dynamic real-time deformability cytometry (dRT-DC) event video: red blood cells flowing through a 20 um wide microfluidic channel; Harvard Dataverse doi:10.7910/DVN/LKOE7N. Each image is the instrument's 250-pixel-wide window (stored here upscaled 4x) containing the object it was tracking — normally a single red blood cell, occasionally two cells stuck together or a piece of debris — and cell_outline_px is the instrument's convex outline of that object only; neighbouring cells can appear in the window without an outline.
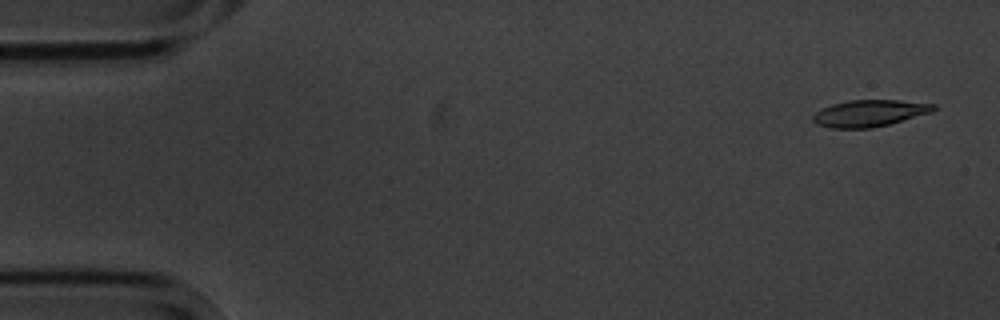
{"species": "common noctule bat (a hibernating species)", "species_latin": "Nyctalus noctula", "temperature_condition": "cold", "stored_images_in_passage": 5, "camera_frame_rate_fps": 3000, "um_per_image_px": 0.085, "animal": {"sex": "male", "body_mass_g": 20.1, "forearm_length_mm": 53.5}, "frame": {"image": 1, "passage_image": 1, "time_ms": 0.0, "image_size_px": [1000, 320], "cell_outline_px": [[936, 108], [932, 112], [888, 124], [872, 128], [832, 128], [816, 124], [812, 120], [812, 116], [820, 108], [832, 104], [848, 100], [896, 100], [936, 104]], "centroid_in_image_um": [73.87, 9.62], "position_along_channel_um": 11.1, "area_um2": 18.73}}
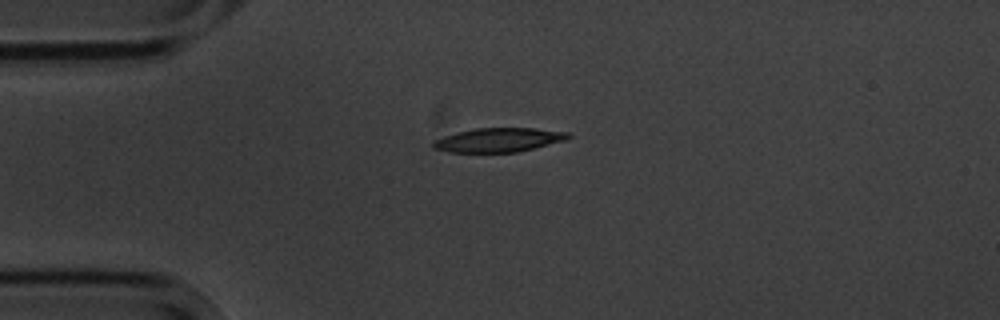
{"frame": {"image": 2, "passage_image": 4, "time_ms": 3.667, "image_size_px": [1000, 320], "cell_outline_px": [[572, 136], [568, 140], [516, 152], [448, 152], [432, 148], [432, 140], [456, 132], [476, 128], [536, 128], [568, 132]], "centroid_in_image_um": [42.38, 11.89], "position_along_channel_um": 42.6, "area_um2": 19.07}}